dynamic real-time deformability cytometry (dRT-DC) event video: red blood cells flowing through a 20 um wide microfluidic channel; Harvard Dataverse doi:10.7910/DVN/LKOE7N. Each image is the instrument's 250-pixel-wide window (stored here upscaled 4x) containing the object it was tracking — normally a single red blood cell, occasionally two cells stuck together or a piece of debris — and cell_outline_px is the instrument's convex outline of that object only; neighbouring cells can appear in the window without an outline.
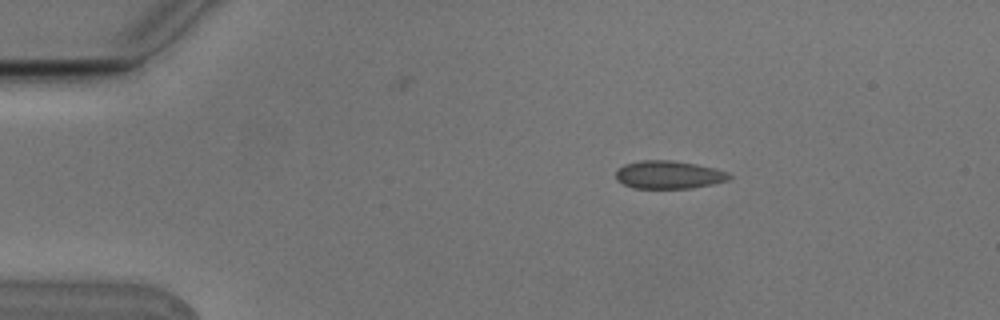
{"species": "Egyptian fruit bat (a non-hibernating species)", "species_latin": "Rousettus aegyptiacus", "temperature_condition": "cold", "stored_images_in_passage": 3, "camera_frame_rate_fps": 3000, "um_per_image_px": 0.085, "animal": {"sex": "male"}, "frame": {"image": 1, "passage_image": 1, "time_ms": 0.0, "image_size_px": [1000, 320], "cell_outline_px": [[732, 176], [728, 180], [712, 184], [692, 188], [636, 188], [624, 184], [616, 180], [616, 172], [624, 164], [640, 160], [672, 160], [696, 164], [716, 168], [728, 172]], "centroid_in_image_um": [56.86, 14.85], "position_along_channel_um": 28.1, "area_um2": 18.5}}